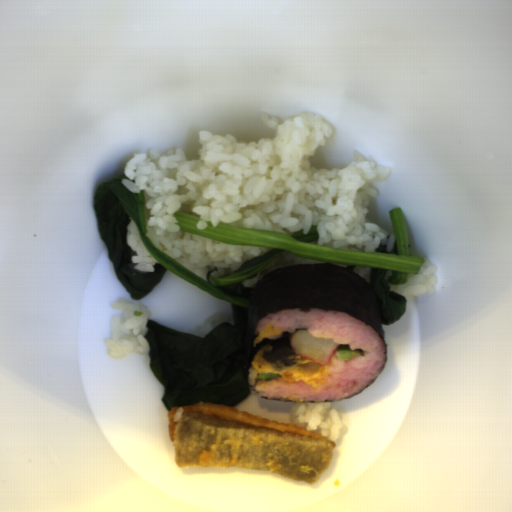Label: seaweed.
<instances>
[{"instance_id":"seaweed-1","label":"seaweed","mask_w":512,"mask_h":512,"mask_svg":"<svg viewBox=\"0 0 512 512\" xmlns=\"http://www.w3.org/2000/svg\"><path fill=\"white\" fill-rule=\"evenodd\" d=\"M295 308H299L301 311H309L313 308H321L324 311H342L372 326L382 340L385 353L383 369L374 382L378 379L386 365V345L381 310L373 287L353 270L341 265L322 262L271 269L260 276L254 285L248 308L246 330V379L250 389L248 370L252 366L254 356L261 347L275 341L264 339L257 344L254 343L259 321L270 314ZM252 392L255 393L253 390ZM265 400L292 403H330Z\"/></svg>"}]
</instances>
